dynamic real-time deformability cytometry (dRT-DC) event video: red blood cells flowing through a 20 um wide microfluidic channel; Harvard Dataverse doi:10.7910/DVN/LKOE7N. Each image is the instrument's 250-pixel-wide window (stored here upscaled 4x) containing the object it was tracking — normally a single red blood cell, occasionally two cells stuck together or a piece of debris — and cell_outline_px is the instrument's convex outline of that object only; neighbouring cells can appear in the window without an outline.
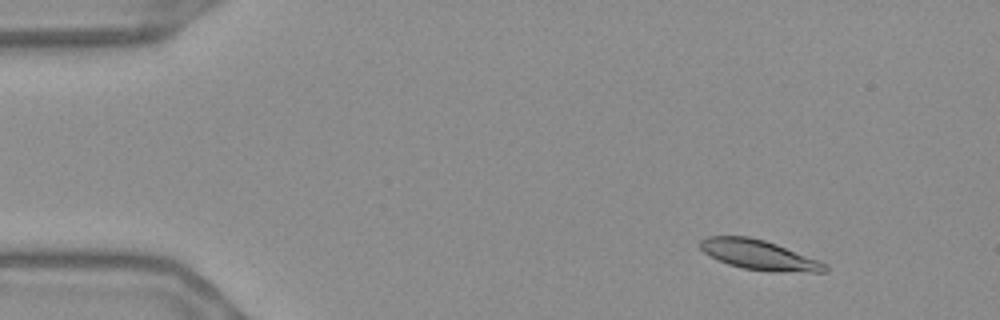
{"species": "Egyptian fruit bat (a non-hibernating species)", "species_latin": "Rousettus aegyptiacus", "temperature_condition": "warm", "stored_images_in_passage": 52, "camera_frame_rate_fps": 3000, "um_per_image_px": 0.085, "frame": {"image": 1, "passage_image": 3, "time_ms": 0.667, "image_size_px": [1000, 320], "cell_outline_px": [[828, 272], [776, 272], [744, 268], [728, 264], [704, 252], [700, 248], [700, 240], [708, 236], [748, 236], [764, 240], [776, 244], [820, 260], [828, 264]], "centroid_in_image_um": [64.58, 21.67], "position_along_channel_um": 20.4, "area_um2": 21.62}}
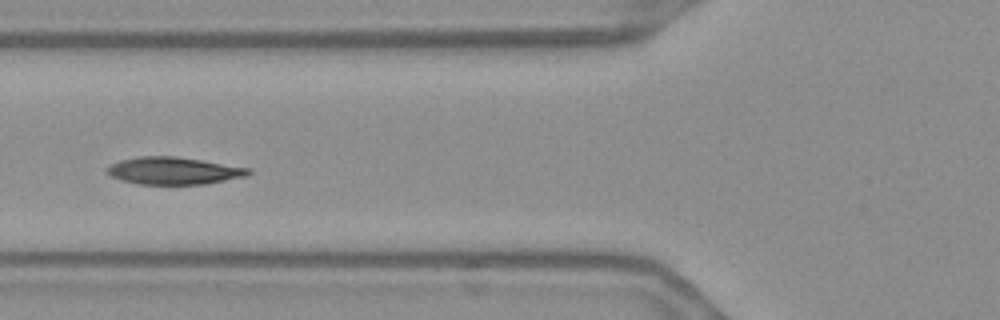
{"frame": {"image": 2, "passage_image": 18, "time_ms": 5.667, "image_size_px": [1000, 320], "cell_outline_px": [[252, 172], [248, 176], [204, 184], [140, 184], [124, 180], [112, 176], [104, 172], [112, 164], [120, 160], [140, 156], [176, 156], [252, 168]], "centroid_in_image_um": [14.82, 14.51], "position_along_channel_um": 111.0, "area_um2": 22.43}}
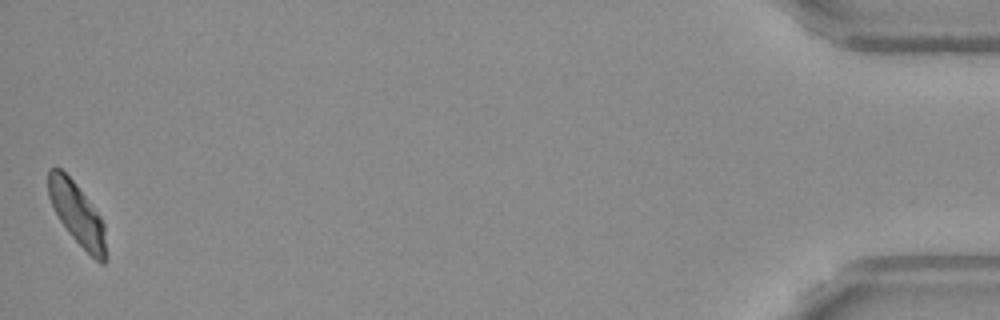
{"frame": {"image": 3, "passage_image": 52, "time_ms": 17.0, "image_size_px": [1000, 320], "cell_outline_px": [[108, 260], [104, 264], [100, 264], [68, 232], [60, 220], [48, 196], [48, 168], [60, 168], [76, 184], [100, 216], [104, 224]], "centroid_in_image_um": [6.59, 18.22], "position_along_channel_um": 428.6, "area_um2": 20.69}, "authors_computed_cell_mechanics": {"area_um2": 21.9929, "velocity_mm_per_s": 3.6297, "shape_relaxation_time_tau1_ms": 5.2855, "shape_relaxation_time_tau2_ms": 2.3316, "deformation_change_tau1": 0.1451, "deformation_change_tau2": 0.0541}}